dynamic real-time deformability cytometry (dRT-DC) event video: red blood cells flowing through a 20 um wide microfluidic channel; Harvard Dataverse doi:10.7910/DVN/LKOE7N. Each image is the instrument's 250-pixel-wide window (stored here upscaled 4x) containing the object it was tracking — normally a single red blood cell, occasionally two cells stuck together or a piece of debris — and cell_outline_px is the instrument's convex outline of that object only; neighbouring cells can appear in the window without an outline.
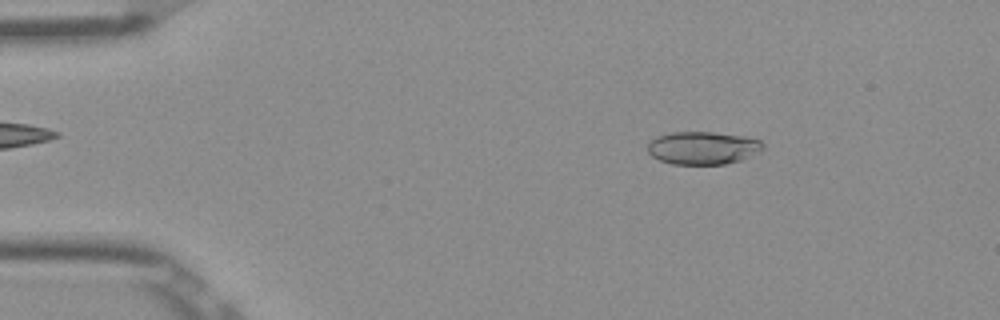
{"species": "Egyptian fruit bat (a non-hibernating species)", "species_latin": "Rousettus aegyptiacus", "temperature_condition": "room temperature", "stored_images_in_passage": 52, "camera_frame_rate_fps": 3000, "um_per_image_px": 0.085, "frame": {"image": 1, "passage_image": 8, "time_ms": 2.333, "image_size_px": [1000, 320], "cell_outline_px": [[764, 148], [740, 160], [724, 164], [672, 164], [660, 160], [652, 156], [648, 152], [648, 140], [656, 136], [672, 132], [712, 132], [744, 136], [760, 140], [764, 144]], "centroid_in_image_um": [59.69, 12.56], "position_along_channel_um": 25.3, "area_um2": 22.02}}
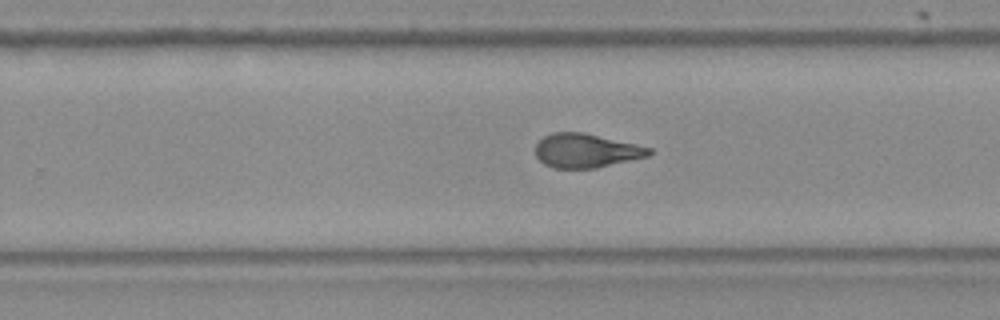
{"frame": {"image": 2, "passage_image": 33, "time_ms": 10.667, "image_size_px": [1000, 320], "cell_outline_px": [[652, 152], [648, 156], [596, 168], [552, 168], [544, 164], [536, 156], [536, 144], [544, 136], [552, 132], [584, 132], [636, 144], [652, 148]], "centroid_in_image_um": [49.81, 12.8], "position_along_channel_um": 280.0, "area_um2": 22.48}}
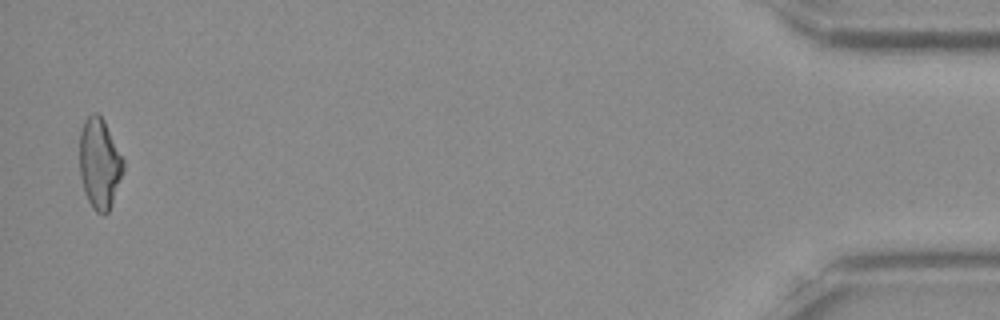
{"frame": {"image": 3, "passage_image": 51, "time_ms": 16.667, "image_size_px": [1000, 320], "cell_outline_px": [[124, 172], [112, 204], [108, 212], [104, 216], [96, 212], [92, 208], [84, 192], [80, 176], [80, 132], [84, 120], [92, 112], [96, 112], [104, 120], [124, 160]], "centroid_in_image_um": [8.47, 13.92], "position_along_channel_um": 426.7, "area_um2": 23.29}, "authors_computed_cell_mechanics": {"area_um2": 22.7443, "velocity_mm_per_s": 3.9132, "shape_relaxation_time_tau1_ms": null, "shape_relaxation_time_tau2_ms": 1.6436, "deformation_change_tau1": null, "deformation_change_tau2": 0.0806}}